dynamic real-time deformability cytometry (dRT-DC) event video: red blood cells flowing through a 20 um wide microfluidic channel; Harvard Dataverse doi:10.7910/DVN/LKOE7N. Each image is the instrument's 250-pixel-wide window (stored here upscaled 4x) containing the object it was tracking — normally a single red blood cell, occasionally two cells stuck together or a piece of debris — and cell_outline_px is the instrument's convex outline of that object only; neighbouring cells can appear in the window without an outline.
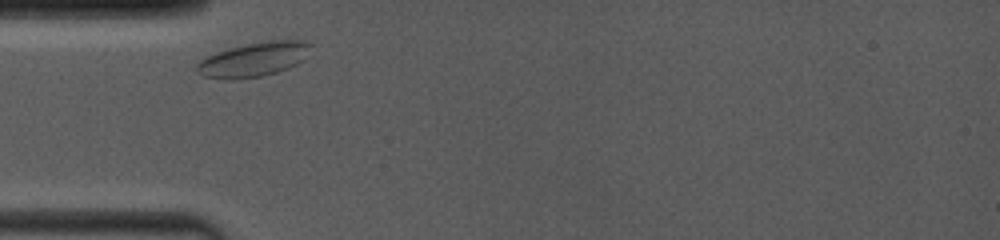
{"species": "common noctule bat (a hibernating species)", "species_latin": "Nyctalus noctula", "temperature_condition": "room temperature", "stored_images_in_passage": 23, "camera_frame_rate_fps": 4000, "um_per_image_px": 0.085, "animal": {"sex": "female", "body_mass_g": 19.0, "forearm_length_mm": 53.3}, "frame": {"image": 1, "passage_image": 1, "time_ms": 0.0, "image_size_px": [1000, 240], "cell_outline_px": [[308, 44], [304, 60], [288, 68], [276, 72], [260, 76], [236, 80], [224, 80], [204, 76], [196, 72], [196, 60], [204, 56], [228, 48], [244, 44], [268, 40], [304, 40]], "centroid_in_image_um": [21.44, 5.06], "position_along_channel_um": 63.6, "area_um2": 22.95}}
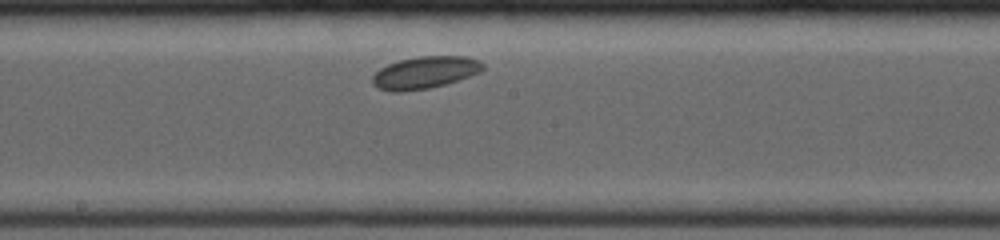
{"frame": {"image": 2, "passage_image": 11, "time_ms": 4.0, "image_size_px": [1000, 240], "cell_outline_px": [[484, 68], [480, 72], [444, 84], [428, 88], [404, 92], [392, 92], [380, 88], [372, 84], [372, 76], [380, 68], [388, 64], [400, 60], [420, 56], [464, 56], [480, 60], [484, 64]], "centroid_in_image_um": [36.1, 6.16], "position_along_channel_um": 212.1, "area_um2": 20.58}}
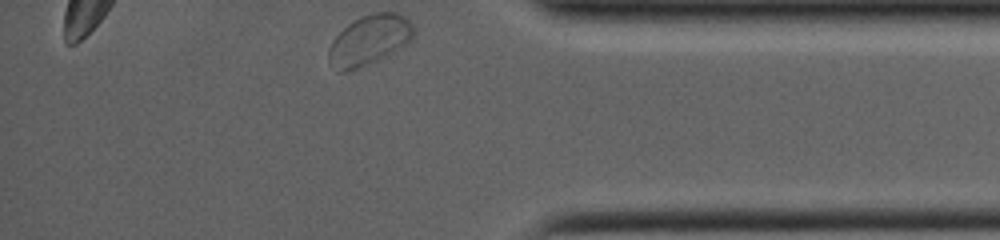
{"frame": {"image": 3, "passage_image": 23, "time_ms": 9.25, "image_size_px": [1000, 240], "cell_outline_px": [[416, 32], [404, 44], [392, 52], [376, 60], [356, 68], [344, 72], [336, 72], [328, 60], [328, 48], [332, 40], [348, 24], [360, 16], [372, 12], [396, 12], [404, 16], [416, 28]], "centroid_in_image_um": [31.36, 3.38], "position_along_channel_um": 403.8, "area_um2": 24.51}}